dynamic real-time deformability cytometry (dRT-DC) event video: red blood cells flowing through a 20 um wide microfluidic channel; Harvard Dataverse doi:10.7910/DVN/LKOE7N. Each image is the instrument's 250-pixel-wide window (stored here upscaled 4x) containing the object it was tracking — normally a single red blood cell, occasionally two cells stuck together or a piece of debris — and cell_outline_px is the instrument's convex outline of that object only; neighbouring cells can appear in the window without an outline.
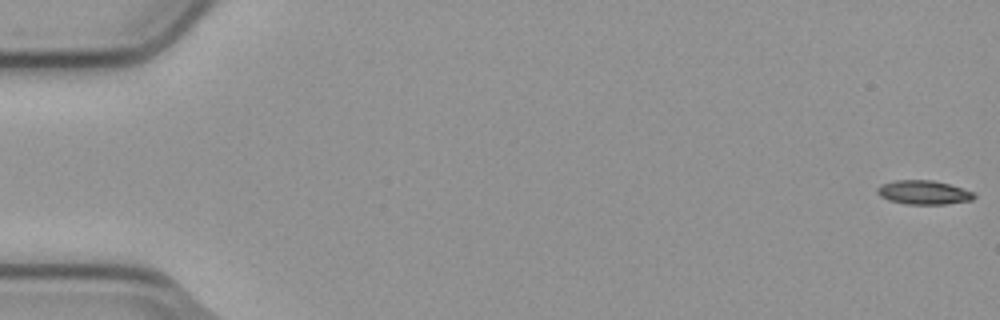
{"species": "common noctule bat (a hibernating species)", "species_latin": "Nyctalus noctula", "temperature_condition": "cold", "stored_images_in_passage": 6, "camera_frame_rate_fps": 3000, "um_per_image_px": 0.085, "animal": {"sex": "male", "body_mass_g": 23.1, "forearm_length_mm": 52.7}, "frame": {"image": 1, "passage_image": 1, "time_ms": 0.0, "image_size_px": [1000, 320], "cell_outline_px": [[976, 196], [972, 200], [944, 204], [908, 204], [888, 200], [880, 196], [876, 192], [876, 188], [880, 184], [896, 180], [932, 180], [948, 184], [972, 192]], "centroid_in_image_um": [78.45, 16.35], "position_along_channel_um": 6.5, "area_um2": 13.41}}
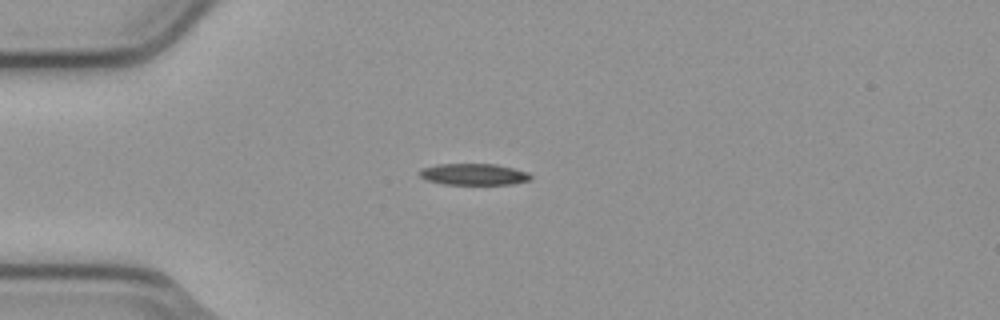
{"frame": {"image": 2, "passage_image": 4, "time_ms": 1.0, "image_size_px": [1000, 320], "cell_outline_px": [[532, 180], [512, 184], [444, 184], [424, 180], [420, 176], [420, 168], [436, 164], [496, 164], [528, 172], [532, 176]], "centroid_in_image_um": [40.25, 14.81], "position_along_channel_um": 44.7, "area_um2": 13.99}}
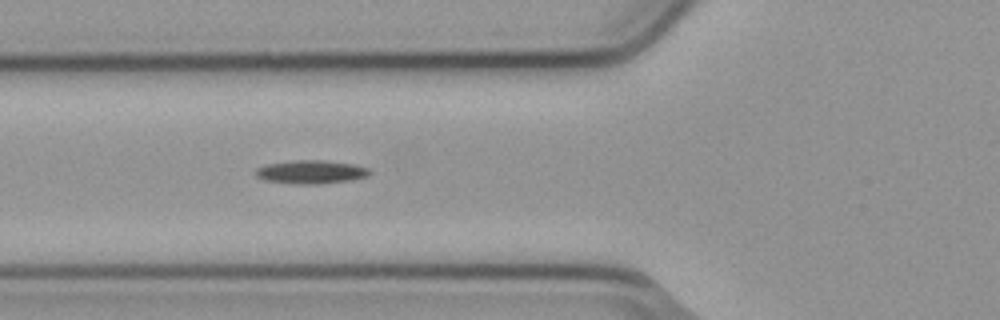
{"frame": {"image": 3, "passage_image": 6, "time_ms": 1.667, "image_size_px": [1000, 320], "cell_outline_px": [[372, 172], [368, 176], [352, 180], [320, 184], [296, 184], [264, 180], [256, 176], [256, 168], [264, 164], [296, 160], [324, 160], [352, 164], [368, 168]], "centroid_in_image_um": [26.43, 14.62], "position_along_channel_um": 99.4, "area_um2": 15.66}}